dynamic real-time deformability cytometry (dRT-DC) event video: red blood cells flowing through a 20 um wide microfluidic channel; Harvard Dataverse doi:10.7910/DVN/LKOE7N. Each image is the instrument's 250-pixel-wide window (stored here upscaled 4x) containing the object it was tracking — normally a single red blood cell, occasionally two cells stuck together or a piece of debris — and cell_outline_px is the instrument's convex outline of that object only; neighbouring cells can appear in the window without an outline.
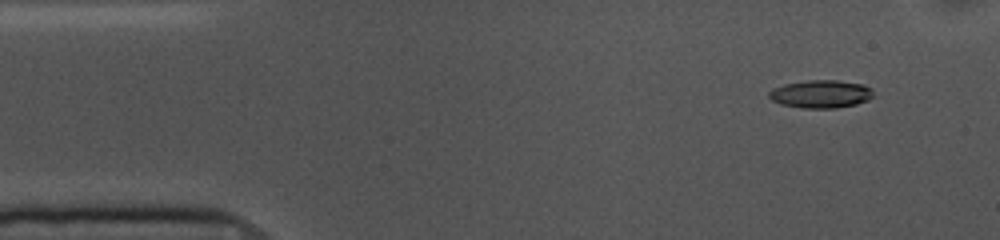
{"species": "common noctule bat (a hibernating species)", "species_latin": "Nyctalus noctula", "temperature_condition": "cold", "stored_images_in_passage": 54, "camera_frame_rate_fps": 3000, "um_per_image_px": 0.085, "animal": {"sex": "female", "body_mass_g": 10.0, "forearm_length_mm": 53.1}, "frame": {"image": 1, "passage_image": 5, "time_ms": 1.333, "image_size_px": [1000, 240], "cell_outline_px": [[872, 96], [868, 100], [856, 104], [836, 108], [800, 108], [780, 104], [772, 100], [768, 96], [768, 92], [772, 88], [784, 84], [808, 80], [836, 80], [864, 84], [872, 88]], "centroid_in_image_um": [69.75, 7.99], "position_along_channel_um": 15.3, "area_um2": 17.11}}
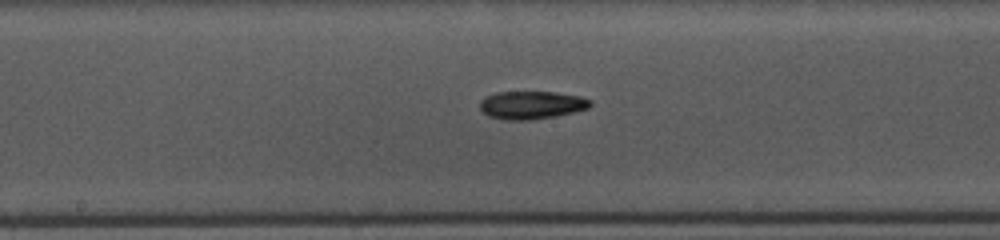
{"frame": {"image": 2, "passage_image": 27, "time_ms": 8.667, "image_size_px": [1000, 240], "cell_outline_px": [[592, 104], [588, 108], [556, 116], [532, 120], [504, 120], [488, 116], [480, 108], [480, 100], [484, 96], [496, 92], [552, 92], [580, 96], [592, 100]], "centroid_in_image_um": [45.16, 8.93], "position_along_channel_um": 203.0, "area_um2": 18.09}}
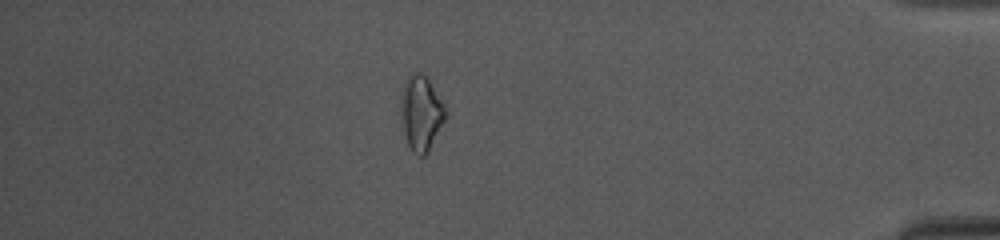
{"frame": {"image": 3, "passage_image": 47, "time_ms": 15.333, "image_size_px": [1000, 240], "cell_outline_px": [[448, 112], [428, 152], [424, 156], [416, 156], [412, 152], [408, 144], [404, 132], [400, 112], [400, 96], [404, 80], [412, 72], [420, 72], [428, 80], [444, 104]], "centroid_in_image_um": [35.76, 9.61], "position_along_channel_um": 399.4, "area_um2": 19.54}, "authors_computed_cell_mechanics": {"area_um2": 17.4845, "velocity_mm_per_s": 3.6396, "shape_relaxation_time_tau1_ms": 4.18, "shape_relaxation_time_tau2_ms": null, "deformation_change_tau1": 0.1296, "deformation_change_tau2": null}}